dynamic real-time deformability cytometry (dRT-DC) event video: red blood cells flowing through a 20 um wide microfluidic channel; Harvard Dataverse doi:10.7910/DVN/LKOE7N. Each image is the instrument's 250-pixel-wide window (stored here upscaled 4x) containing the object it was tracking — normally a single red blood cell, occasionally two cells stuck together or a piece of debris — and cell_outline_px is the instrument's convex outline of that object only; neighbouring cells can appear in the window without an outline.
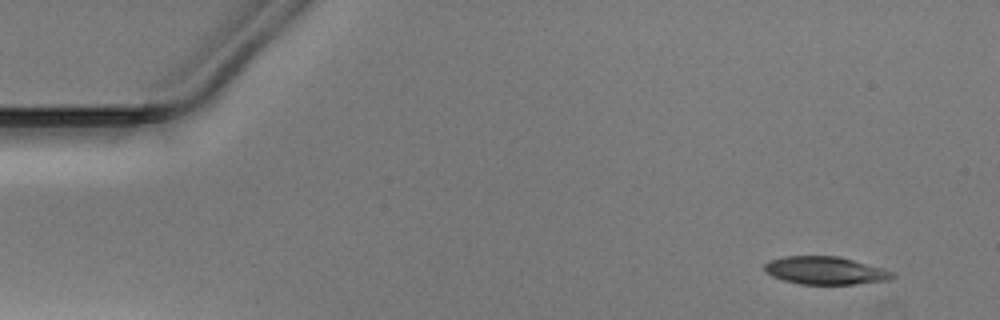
{"species": "Egyptian fruit bat (a non-hibernating species)", "species_latin": "Rousettus aegyptiacus", "temperature_condition": "warm", "stored_images_in_passage": 47, "camera_frame_rate_fps": 3000, "um_per_image_px": 0.085, "animal": {"sex": "male"}, "frame": {"image": 1, "passage_image": 1, "time_ms": 0.0, "image_size_px": [1000, 320], "cell_outline_px": [[896, 276], [888, 280], [856, 284], [800, 284], [784, 280], [772, 276], [764, 272], [764, 264], [768, 260], [784, 256], [840, 256], [884, 268], [896, 272]], "centroid_in_image_um": [70.17, 22.99], "position_along_channel_um": 14.8, "area_um2": 21.04}}
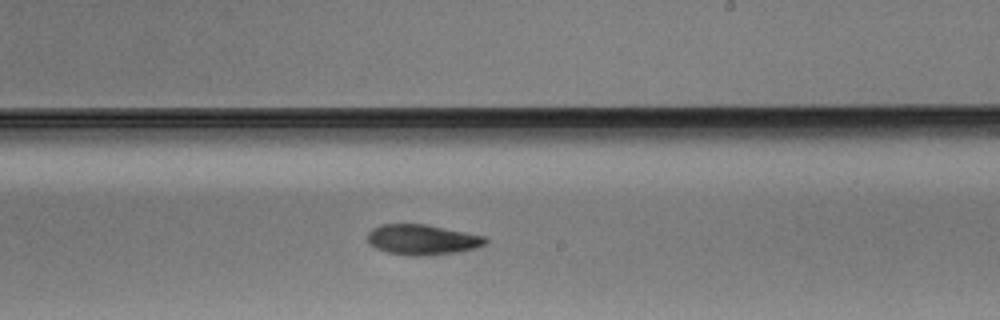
{"frame": {"image": 2, "passage_image": 27, "time_ms": 8.667, "image_size_px": [1000, 320], "cell_outline_px": [[488, 244], [476, 248], [456, 252], [432, 256], [408, 256], [388, 252], [376, 248], [368, 244], [368, 232], [372, 228], [380, 224], [428, 224], [488, 236]], "centroid_in_image_um": [35.95, 20.37], "position_along_channel_um": 253.1, "area_um2": 21.39}}
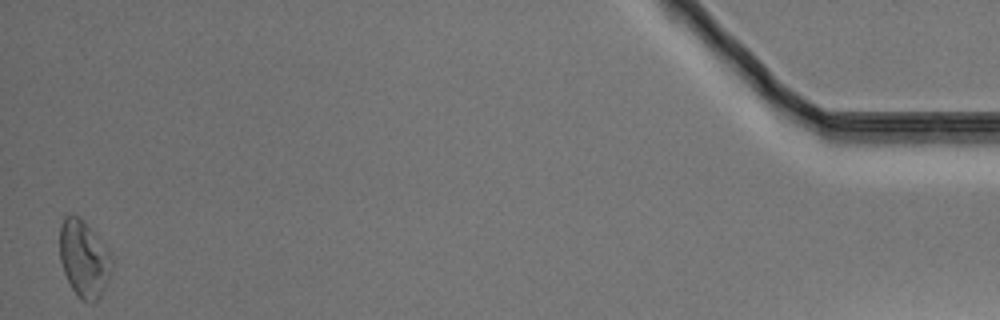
{"frame": {"image": 3, "passage_image": 47, "time_ms": 15.333, "image_size_px": [1000, 320], "cell_outline_px": [[112, 268], [108, 280], [96, 304], [88, 304], [76, 296], [64, 272], [60, 260], [60, 224], [64, 216], [76, 216], [84, 220], [112, 252]], "centroid_in_image_um": [7.16, 22.02], "position_along_channel_um": 428.0, "area_um2": 23.7}}